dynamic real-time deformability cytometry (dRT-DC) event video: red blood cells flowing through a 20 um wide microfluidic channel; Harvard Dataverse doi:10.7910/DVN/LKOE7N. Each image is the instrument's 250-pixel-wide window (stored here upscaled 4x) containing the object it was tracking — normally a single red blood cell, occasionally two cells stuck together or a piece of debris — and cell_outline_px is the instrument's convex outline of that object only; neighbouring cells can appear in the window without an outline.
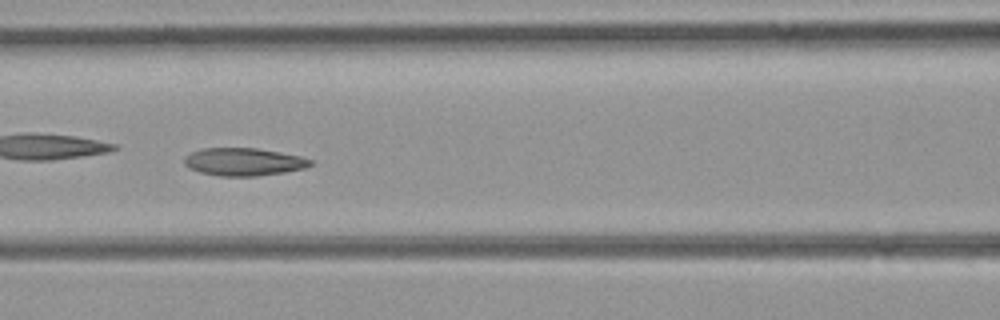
{"species": "common noctule bat (a hibernating species)", "species_latin": "Nyctalus noctula", "temperature_condition": "room temperature", "stored_images_in_passage": 51, "camera_frame_rate_fps": 3000, "um_per_image_px": 0.085, "animal": {"sex": "female", "body_mass_g": 21.9}, "frame": {"image": 1, "passage_image": 22, "time_ms": 7.0, "image_size_px": [1000, 320], "cell_outline_px": [[316, 164], [304, 168], [284, 172], [256, 176], [220, 176], [200, 172], [188, 168], [184, 164], [184, 156], [200, 148], [256, 148], [280, 152], [300, 156], [312, 160]], "centroid_in_image_um": [20.71, 13.75], "position_along_channel_um": 145.9, "area_um2": 20.52}}
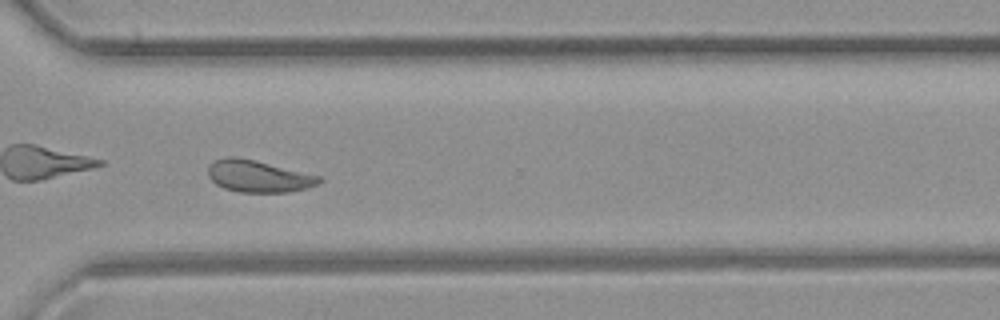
{"frame": {"image": 2, "passage_image": 37, "time_ms": 12.0, "image_size_px": [1000, 320], "cell_outline_px": [[324, 180], [308, 188], [288, 192], [240, 192], [224, 188], [216, 184], [208, 176], [208, 164], [216, 160], [228, 156], [236, 156], [320, 176]], "centroid_in_image_um": [21.94, 14.98], "position_along_channel_um": 348.7, "area_um2": 20.46}}